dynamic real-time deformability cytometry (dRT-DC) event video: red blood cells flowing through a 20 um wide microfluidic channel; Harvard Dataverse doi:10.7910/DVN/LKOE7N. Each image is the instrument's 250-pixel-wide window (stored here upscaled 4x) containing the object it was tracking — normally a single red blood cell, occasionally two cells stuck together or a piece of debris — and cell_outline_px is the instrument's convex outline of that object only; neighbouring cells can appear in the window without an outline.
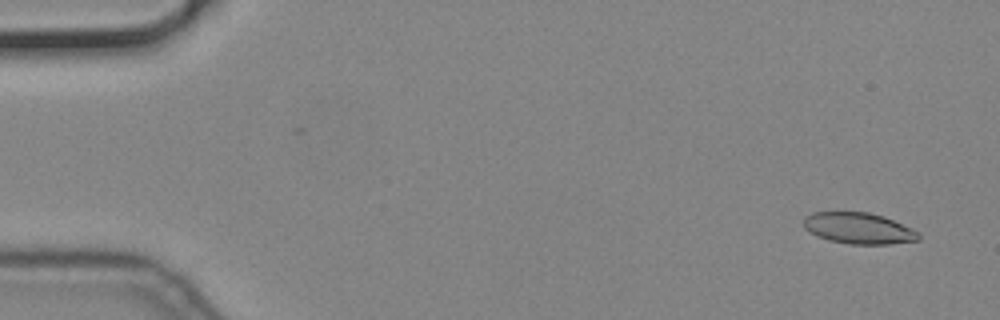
{"species": "common noctule bat (a hibernating species)", "species_latin": "Nyctalus noctula", "temperature_condition": "cold", "stored_images_in_passage": 56, "camera_frame_rate_fps": 3000, "um_per_image_px": 0.085, "animal": {"sex": "male", "body_mass_g": 19.2, "forearm_length_mm": 51.8}, "frame": {"image": 1, "passage_image": 3, "time_ms": 0.667, "image_size_px": [1000, 320], "cell_outline_px": [[920, 240], [888, 244], [852, 244], [828, 240], [816, 236], [804, 228], [804, 216], [812, 212], [868, 212], [884, 216], [912, 228], [920, 232]], "centroid_in_image_um": [72.99, 19.4], "position_along_channel_um": 12.0, "area_um2": 21.04}}
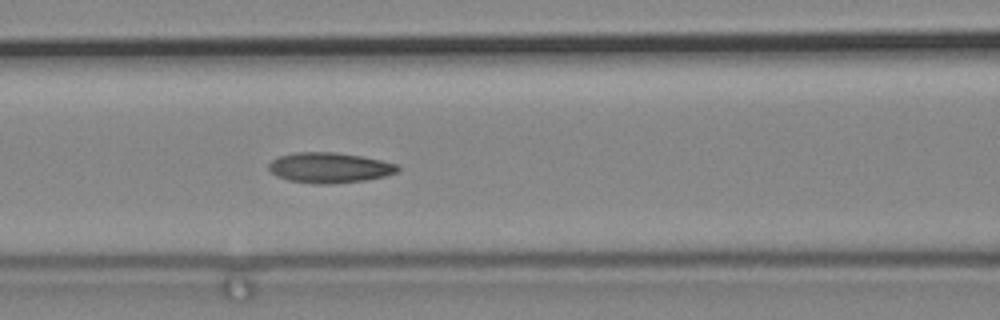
{"frame": {"image": 2, "passage_image": 24, "time_ms": 7.667, "image_size_px": [1000, 320], "cell_outline_px": [[400, 168], [396, 172], [384, 176], [364, 180], [332, 184], [316, 184], [288, 180], [276, 176], [268, 168], [268, 164], [272, 160], [280, 156], [296, 152], [336, 152], [360, 156], [380, 160], [396, 164]], "centroid_in_image_um": [27.97, 14.25], "position_along_channel_um": 138.6, "area_um2": 22.66}}
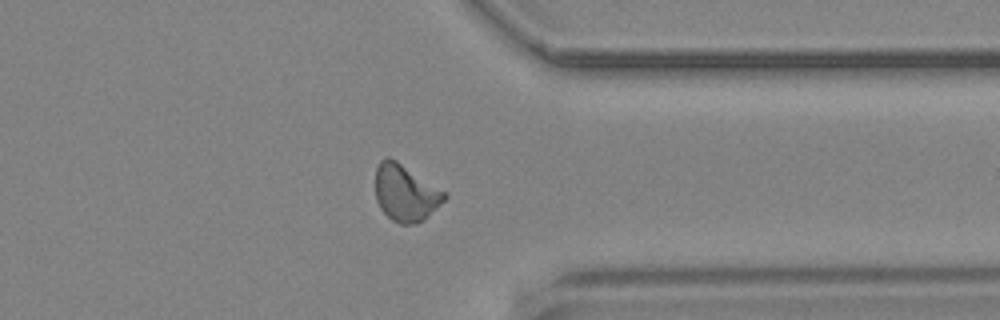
{"frame": {"image": 3, "passage_image": 44, "time_ms": 14.333, "image_size_px": [1000, 320], "cell_outline_px": [[448, 196], [424, 220], [416, 224], [400, 224], [392, 220], [380, 208], [376, 200], [376, 168], [380, 160], [384, 156], [388, 156], [396, 160], [448, 192]], "centroid_in_image_um": [34.48, 16.38], "position_along_channel_um": 376.9, "area_um2": 23.0}}